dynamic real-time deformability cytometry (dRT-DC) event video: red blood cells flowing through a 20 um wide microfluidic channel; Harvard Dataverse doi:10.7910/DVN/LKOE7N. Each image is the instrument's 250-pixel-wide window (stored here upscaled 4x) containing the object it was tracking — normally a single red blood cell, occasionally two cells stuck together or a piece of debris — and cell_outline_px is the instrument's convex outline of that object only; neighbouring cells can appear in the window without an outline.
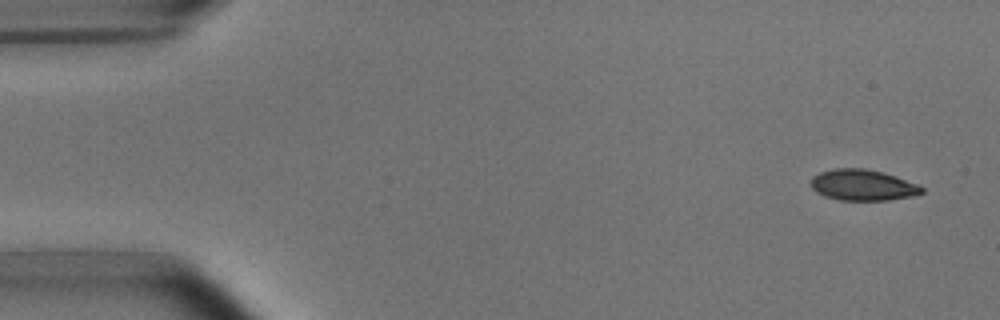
{"species": "common noctule bat (a hibernating species)", "species_latin": "Nyctalus noctula", "temperature_condition": "room temperature", "stored_images_in_passage": 7, "camera_frame_rate_fps": 3000, "um_per_image_px": 0.085, "animal": {"sex": "male", "body_mass_g": 15.6}, "frame": {"image": 1, "passage_image": 1, "time_ms": 0.0, "image_size_px": [1000, 320], "cell_outline_px": [[924, 192], [916, 196], [888, 200], [840, 200], [824, 196], [816, 192], [812, 188], [812, 176], [820, 172], [832, 168], [864, 168], [884, 172], [920, 184], [924, 188]], "centroid_in_image_um": [73.38, 15.73], "position_along_channel_um": 11.6, "area_um2": 20.35}}
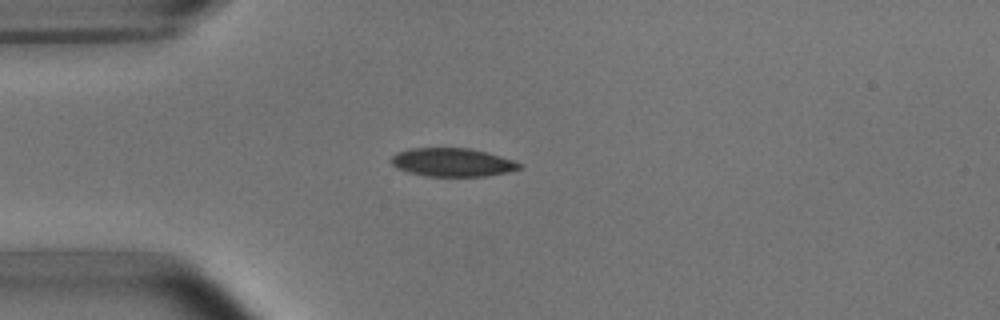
{"frame": {"image": 2, "passage_image": 4, "time_ms": 3.667, "image_size_px": [1000, 320], "cell_outline_px": [[524, 168], [508, 172], [484, 176], [428, 176], [408, 172], [396, 168], [392, 164], [392, 156], [396, 152], [408, 148], [468, 148], [488, 152], [512, 160], [520, 164]], "centroid_in_image_um": [38.44, 13.79], "position_along_channel_um": 46.6, "area_um2": 21.21}}
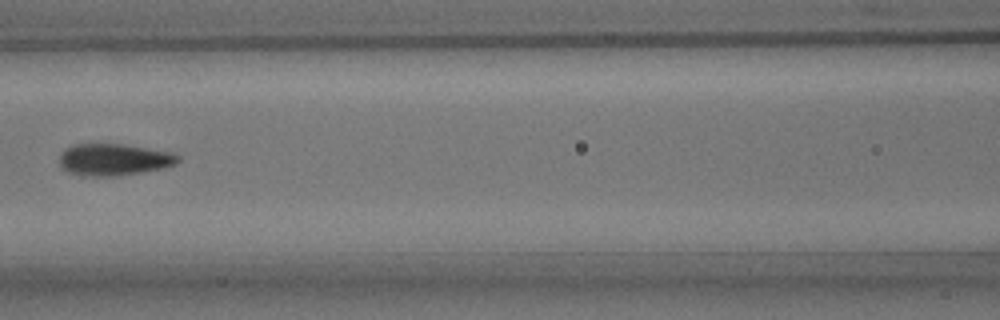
{"frame": {"image": 3, "passage_image": 7, "time_ms": 7.0, "image_size_px": [1000, 320], "cell_outline_px": [[180, 160], [176, 164], [160, 168], [140, 172], [116, 176], [84, 176], [68, 172], [60, 168], [60, 152], [64, 148], [72, 144], [124, 144], [172, 152], [180, 156]], "centroid_in_image_um": [9.64, 13.56], "position_along_channel_um": 157.0, "area_um2": 22.14}}